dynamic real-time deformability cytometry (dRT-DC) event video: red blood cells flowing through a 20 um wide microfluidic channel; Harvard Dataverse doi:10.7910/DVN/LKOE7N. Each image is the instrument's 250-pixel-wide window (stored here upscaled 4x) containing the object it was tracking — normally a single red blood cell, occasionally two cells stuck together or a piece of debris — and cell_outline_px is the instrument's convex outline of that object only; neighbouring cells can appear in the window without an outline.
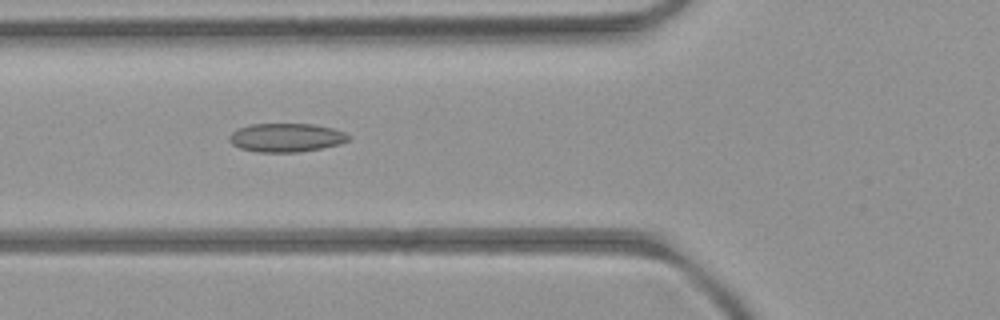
{"species": "common noctule bat (a hibernating species)", "species_latin": "Nyctalus noctula", "temperature_condition": "room temperature", "stored_images_in_passage": 5, "camera_frame_rate_fps": 3000, "um_per_image_px": 0.085, "animal": {"sex": "female", "body_mass_g": 21.9}, "frame": {"image": 1, "passage_image": 2, "time_ms": 1.333, "image_size_px": [1000, 320], "cell_outline_px": [[352, 136], [348, 140], [340, 144], [300, 152], [256, 152], [240, 148], [232, 144], [228, 140], [228, 136], [232, 132], [248, 124], [312, 124], [332, 128], [344, 132]], "centroid_in_image_um": [24.31, 11.7], "position_along_channel_um": 101.5, "area_um2": 19.94}}
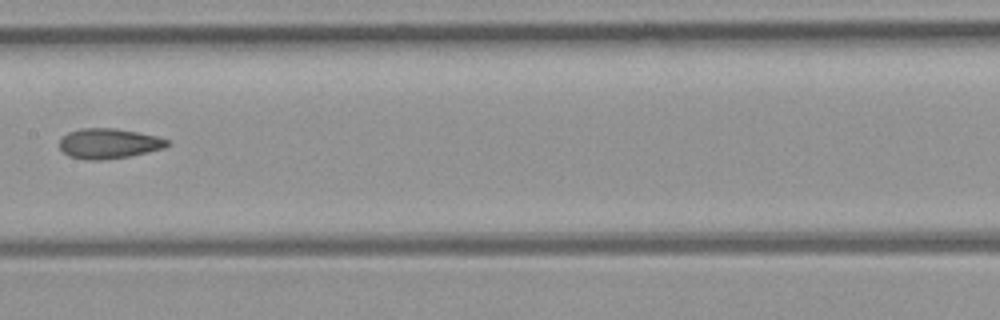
{"frame": {"image": 2, "passage_image": 4, "time_ms": 3.667, "image_size_px": [1000, 320], "cell_outline_px": [[172, 144], [164, 148], [148, 152], [128, 156], [100, 160], [88, 160], [68, 156], [60, 148], [60, 140], [68, 132], [80, 128], [116, 128], [156, 136], [168, 140]], "centroid_in_image_um": [9.25, 12.19], "position_along_channel_um": 198.1, "area_um2": 18.84}}
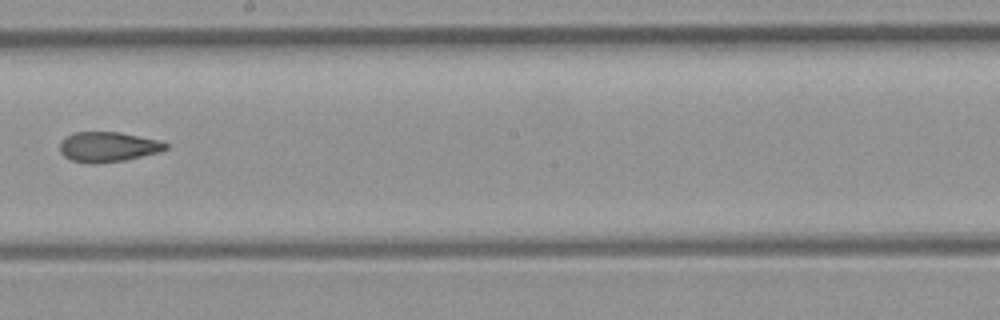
{"frame": {"image": 3, "passage_image": 5, "time_ms": 4.667, "image_size_px": [1000, 320], "cell_outline_px": [[168, 148], [160, 152], [124, 160], [96, 164], [88, 164], [72, 160], [64, 156], [60, 152], [60, 144], [68, 136], [76, 132], [120, 132], [160, 140], [168, 144]], "centroid_in_image_um": [9.21, 12.49], "position_along_channel_um": 239.0, "area_um2": 18.5}}